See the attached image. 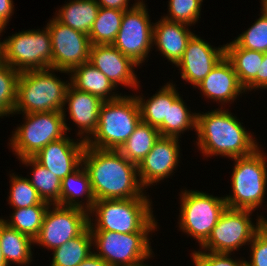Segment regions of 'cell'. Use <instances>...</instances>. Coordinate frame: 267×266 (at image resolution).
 <instances>
[{"mask_svg": "<svg viewBox=\"0 0 267 266\" xmlns=\"http://www.w3.org/2000/svg\"><path fill=\"white\" fill-rule=\"evenodd\" d=\"M85 146L80 138L66 135L44 146L33 158L62 180L82 164Z\"/></svg>", "mask_w": 267, "mask_h": 266, "instance_id": "obj_19", "label": "cell"}, {"mask_svg": "<svg viewBox=\"0 0 267 266\" xmlns=\"http://www.w3.org/2000/svg\"><path fill=\"white\" fill-rule=\"evenodd\" d=\"M82 165L89 175L95 200L150 198L140 182L137 165L118 150L85 146Z\"/></svg>", "mask_w": 267, "mask_h": 266, "instance_id": "obj_1", "label": "cell"}, {"mask_svg": "<svg viewBox=\"0 0 267 266\" xmlns=\"http://www.w3.org/2000/svg\"><path fill=\"white\" fill-rule=\"evenodd\" d=\"M225 56L232 63L241 85L246 88L260 74L264 53L239 47L233 40L225 44Z\"/></svg>", "mask_w": 267, "mask_h": 266, "instance_id": "obj_27", "label": "cell"}, {"mask_svg": "<svg viewBox=\"0 0 267 266\" xmlns=\"http://www.w3.org/2000/svg\"><path fill=\"white\" fill-rule=\"evenodd\" d=\"M178 231L193 237L199 248L207 241L220 216L227 208L224 197L199 190L181 188L179 192Z\"/></svg>", "mask_w": 267, "mask_h": 266, "instance_id": "obj_7", "label": "cell"}, {"mask_svg": "<svg viewBox=\"0 0 267 266\" xmlns=\"http://www.w3.org/2000/svg\"><path fill=\"white\" fill-rule=\"evenodd\" d=\"M100 7L111 8L122 11H127L136 7L142 0H134L133 4H130V0H96ZM131 5V6H130Z\"/></svg>", "mask_w": 267, "mask_h": 266, "instance_id": "obj_42", "label": "cell"}, {"mask_svg": "<svg viewBox=\"0 0 267 266\" xmlns=\"http://www.w3.org/2000/svg\"><path fill=\"white\" fill-rule=\"evenodd\" d=\"M56 72L66 73L69 80L59 78ZM69 85L70 73L63 70L47 68L20 72L14 115L62 112Z\"/></svg>", "mask_w": 267, "mask_h": 266, "instance_id": "obj_4", "label": "cell"}, {"mask_svg": "<svg viewBox=\"0 0 267 266\" xmlns=\"http://www.w3.org/2000/svg\"><path fill=\"white\" fill-rule=\"evenodd\" d=\"M232 161V193L224 195L227 207L253 211L263 209V204L267 203V153L260 146L250 155L232 158Z\"/></svg>", "mask_w": 267, "mask_h": 266, "instance_id": "obj_5", "label": "cell"}, {"mask_svg": "<svg viewBox=\"0 0 267 266\" xmlns=\"http://www.w3.org/2000/svg\"><path fill=\"white\" fill-rule=\"evenodd\" d=\"M89 226V213L75 207L49 205L34 245L52 251L79 236Z\"/></svg>", "mask_w": 267, "mask_h": 266, "instance_id": "obj_13", "label": "cell"}, {"mask_svg": "<svg viewBox=\"0 0 267 266\" xmlns=\"http://www.w3.org/2000/svg\"><path fill=\"white\" fill-rule=\"evenodd\" d=\"M78 266H111L94 252L84 259Z\"/></svg>", "mask_w": 267, "mask_h": 266, "instance_id": "obj_43", "label": "cell"}, {"mask_svg": "<svg viewBox=\"0 0 267 266\" xmlns=\"http://www.w3.org/2000/svg\"><path fill=\"white\" fill-rule=\"evenodd\" d=\"M190 108L186 105L183 95L173 103H168L167 120L158 127L160 135L181 139L182 135L189 130L194 129L196 132L197 112H192Z\"/></svg>", "mask_w": 267, "mask_h": 266, "instance_id": "obj_30", "label": "cell"}, {"mask_svg": "<svg viewBox=\"0 0 267 266\" xmlns=\"http://www.w3.org/2000/svg\"><path fill=\"white\" fill-rule=\"evenodd\" d=\"M224 56L225 44L215 47L194 34L176 68H179L181 79L195 88Z\"/></svg>", "mask_w": 267, "mask_h": 266, "instance_id": "obj_16", "label": "cell"}, {"mask_svg": "<svg viewBox=\"0 0 267 266\" xmlns=\"http://www.w3.org/2000/svg\"><path fill=\"white\" fill-rule=\"evenodd\" d=\"M135 96L122 94L104 101L100 108L98 126L86 146L105 150H119L141 122Z\"/></svg>", "mask_w": 267, "mask_h": 266, "instance_id": "obj_6", "label": "cell"}, {"mask_svg": "<svg viewBox=\"0 0 267 266\" xmlns=\"http://www.w3.org/2000/svg\"><path fill=\"white\" fill-rule=\"evenodd\" d=\"M0 60L19 72L52 68V43L47 26L0 38Z\"/></svg>", "mask_w": 267, "mask_h": 266, "instance_id": "obj_8", "label": "cell"}, {"mask_svg": "<svg viewBox=\"0 0 267 266\" xmlns=\"http://www.w3.org/2000/svg\"><path fill=\"white\" fill-rule=\"evenodd\" d=\"M21 125H17L8 139V146L16 158L35 156L44 146L67 135L62 112H37L21 114Z\"/></svg>", "mask_w": 267, "mask_h": 266, "instance_id": "obj_9", "label": "cell"}, {"mask_svg": "<svg viewBox=\"0 0 267 266\" xmlns=\"http://www.w3.org/2000/svg\"><path fill=\"white\" fill-rule=\"evenodd\" d=\"M9 177L10 189L7 202L13 209L48 204L40 198L37 190L32 186L27 177L16 175L15 172L11 173Z\"/></svg>", "mask_w": 267, "mask_h": 266, "instance_id": "obj_35", "label": "cell"}, {"mask_svg": "<svg viewBox=\"0 0 267 266\" xmlns=\"http://www.w3.org/2000/svg\"><path fill=\"white\" fill-rule=\"evenodd\" d=\"M21 165L30 167L32 176L28 180L37 190L40 198L50 205H60L61 180L51 171L38 163L33 157L19 159Z\"/></svg>", "mask_w": 267, "mask_h": 266, "instance_id": "obj_28", "label": "cell"}, {"mask_svg": "<svg viewBox=\"0 0 267 266\" xmlns=\"http://www.w3.org/2000/svg\"><path fill=\"white\" fill-rule=\"evenodd\" d=\"M103 102L100 97L78 90L70 83L62 110L66 132L68 133L72 130L69 126L70 124L67 123L68 118H70L73 126L74 124L77 125L76 136L80 137V140L87 142L97 129L100 108ZM66 112L69 114L68 118Z\"/></svg>", "mask_w": 267, "mask_h": 266, "instance_id": "obj_17", "label": "cell"}, {"mask_svg": "<svg viewBox=\"0 0 267 266\" xmlns=\"http://www.w3.org/2000/svg\"><path fill=\"white\" fill-rule=\"evenodd\" d=\"M190 25L159 18L153 28V48L168 62L176 64L182 59L191 37L195 34Z\"/></svg>", "mask_w": 267, "mask_h": 266, "instance_id": "obj_21", "label": "cell"}, {"mask_svg": "<svg viewBox=\"0 0 267 266\" xmlns=\"http://www.w3.org/2000/svg\"><path fill=\"white\" fill-rule=\"evenodd\" d=\"M93 253V239L89 226L77 237L52 250L49 266H78Z\"/></svg>", "mask_w": 267, "mask_h": 266, "instance_id": "obj_29", "label": "cell"}, {"mask_svg": "<svg viewBox=\"0 0 267 266\" xmlns=\"http://www.w3.org/2000/svg\"><path fill=\"white\" fill-rule=\"evenodd\" d=\"M151 263H148V261H146L145 263H142L140 265H137V266H150ZM152 266V265H151Z\"/></svg>", "mask_w": 267, "mask_h": 266, "instance_id": "obj_46", "label": "cell"}, {"mask_svg": "<svg viewBox=\"0 0 267 266\" xmlns=\"http://www.w3.org/2000/svg\"><path fill=\"white\" fill-rule=\"evenodd\" d=\"M50 204H38L26 208L13 209L9 218L0 217L10 228H13L22 234L29 236L34 240L40 231L45 213ZM8 218V219H7Z\"/></svg>", "mask_w": 267, "mask_h": 266, "instance_id": "obj_32", "label": "cell"}, {"mask_svg": "<svg viewBox=\"0 0 267 266\" xmlns=\"http://www.w3.org/2000/svg\"><path fill=\"white\" fill-rule=\"evenodd\" d=\"M160 136L158 128L141 121L118 151L138 166Z\"/></svg>", "mask_w": 267, "mask_h": 266, "instance_id": "obj_31", "label": "cell"}, {"mask_svg": "<svg viewBox=\"0 0 267 266\" xmlns=\"http://www.w3.org/2000/svg\"><path fill=\"white\" fill-rule=\"evenodd\" d=\"M20 72L0 60V118L14 116Z\"/></svg>", "mask_w": 267, "mask_h": 266, "instance_id": "obj_36", "label": "cell"}, {"mask_svg": "<svg viewBox=\"0 0 267 266\" xmlns=\"http://www.w3.org/2000/svg\"><path fill=\"white\" fill-rule=\"evenodd\" d=\"M253 210L226 208L213 228L207 241L194 251L214 253L236 252L242 246H249L256 231L261 227L260 215L253 223Z\"/></svg>", "mask_w": 267, "mask_h": 266, "instance_id": "obj_11", "label": "cell"}, {"mask_svg": "<svg viewBox=\"0 0 267 266\" xmlns=\"http://www.w3.org/2000/svg\"><path fill=\"white\" fill-rule=\"evenodd\" d=\"M0 244L8 266H29L32 264L34 240L10 228L0 220Z\"/></svg>", "mask_w": 267, "mask_h": 266, "instance_id": "obj_25", "label": "cell"}, {"mask_svg": "<svg viewBox=\"0 0 267 266\" xmlns=\"http://www.w3.org/2000/svg\"><path fill=\"white\" fill-rule=\"evenodd\" d=\"M152 206V198L96 200L89 212V228L91 231H112L124 234L156 232L157 228L160 229V224L158 225V218L153 214Z\"/></svg>", "mask_w": 267, "mask_h": 266, "instance_id": "obj_3", "label": "cell"}, {"mask_svg": "<svg viewBox=\"0 0 267 266\" xmlns=\"http://www.w3.org/2000/svg\"><path fill=\"white\" fill-rule=\"evenodd\" d=\"M261 15L244 32L234 38V42L242 48L259 52H267V0H261Z\"/></svg>", "mask_w": 267, "mask_h": 266, "instance_id": "obj_34", "label": "cell"}, {"mask_svg": "<svg viewBox=\"0 0 267 266\" xmlns=\"http://www.w3.org/2000/svg\"><path fill=\"white\" fill-rule=\"evenodd\" d=\"M58 9L54 17L59 22L89 35L100 6L96 0H68Z\"/></svg>", "mask_w": 267, "mask_h": 266, "instance_id": "obj_26", "label": "cell"}, {"mask_svg": "<svg viewBox=\"0 0 267 266\" xmlns=\"http://www.w3.org/2000/svg\"><path fill=\"white\" fill-rule=\"evenodd\" d=\"M52 43V68L71 72L89 61L88 35L59 22L54 16L46 24Z\"/></svg>", "mask_w": 267, "mask_h": 266, "instance_id": "obj_14", "label": "cell"}, {"mask_svg": "<svg viewBox=\"0 0 267 266\" xmlns=\"http://www.w3.org/2000/svg\"><path fill=\"white\" fill-rule=\"evenodd\" d=\"M204 0H168L167 14L164 19L195 26L201 18L202 2ZM199 20V21H198Z\"/></svg>", "mask_w": 267, "mask_h": 266, "instance_id": "obj_37", "label": "cell"}, {"mask_svg": "<svg viewBox=\"0 0 267 266\" xmlns=\"http://www.w3.org/2000/svg\"><path fill=\"white\" fill-rule=\"evenodd\" d=\"M0 266H8L5 261L4 255L2 253L1 244H0Z\"/></svg>", "mask_w": 267, "mask_h": 266, "instance_id": "obj_45", "label": "cell"}, {"mask_svg": "<svg viewBox=\"0 0 267 266\" xmlns=\"http://www.w3.org/2000/svg\"><path fill=\"white\" fill-rule=\"evenodd\" d=\"M14 1L13 0H0V37L5 33L8 23L14 15ZM2 34V36H1Z\"/></svg>", "mask_w": 267, "mask_h": 266, "instance_id": "obj_41", "label": "cell"}, {"mask_svg": "<svg viewBox=\"0 0 267 266\" xmlns=\"http://www.w3.org/2000/svg\"><path fill=\"white\" fill-rule=\"evenodd\" d=\"M70 83L76 89L96 95L103 101L117 99L122 94L116 91L119 88L90 62L83 63L70 72Z\"/></svg>", "mask_w": 267, "mask_h": 266, "instance_id": "obj_23", "label": "cell"}, {"mask_svg": "<svg viewBox=\"0 0 267 266\" xmlns=\"http://www.w3.org/2000/svg\"><path fill=\"white\" fill-rule=\"evenodd\" d=\"M265 210H267V209H265ZM260 223H261V227L267 229V217L261 213H260Z\"/></svg>", "mask_w": 267, "mask_h": 266, "instance_id": "obj_44", "label": "cell"}, {"mask_svg": "<svg viewBox=\"0 0 267 266\" xmlns=\"http://www.w3.org/2000/svg\"><path fill=\"white\" fill-rule=\"evenodd\" d=\"M155 232L118 233L91 231L93 252L111 266H137L155 257L151 235ZM154 255V256H153Z\"/></svg>", "mask_w": 267, "mask_h": 266, "instance_id": "obj_10", "label": "cell"}, {"mask_svg": "<svg viewBox=\"0 0 267 266\" xmlns=\"http://www.w3.org/2000/svg\"><path fill=\"white\" fill-rule=\"evenodd\" d=\"M95 202L89 175L81 164L61 180L60 205L80 208L89 213Z\"/></svg>", "mask_w": 267, "mask_h": 266, "instance_id": "obj_22", "label": "cell"}, {"mask_svg": "<svg viewBox=\"0 0 267 266\" xmlns=\"http://www.w3.org/2000/svg\"><path fill=\"white\" fill-rule=\"evenodd\" d=\"M204 98L218 103L221 108L238 100L239 95L246 94L245 88L239 82L232 63L224 56L211 72L198 84ZM230 102V103H229Z\"/></svg>", "mask_w": 267, "mask_h": 266, "instance_id": "obj_20", "label": "cell"}, {"mask_svg": "<svg viewBox=\"0 0 267 266\" xmlns=\"http://www.w3.org/2000/svg\"><path fill=\"white\" fill-rule=\"evenodd\" d=\"M142 0L133 9L124 11L121 27L112 45L123 55L129 57L139 67L149 60L153 51V28L149 9ZM143 63V64H142Z\"/></svg>", "mask_w": 267, "mask_h": 266, "instance_id": "obj_12", "label": "cell"}, {"mask_svg": "<svg viewBox=\"0 0 267 266\" xmlns=\"http://www.w3.org/2000/svg\"><path fill=\"white\" fill-rule=\"evenodd\" d=\"M159 91L150 98L141 94H134L140 110L142 122L158 128L167 120L168 103H173L181 94L173 82L164 83ZM147 98V100H146Z\"/></svg>", "mask_w": 267, "mask_h": 266, "instance_id": "obj_24", "label": "cell"}, {"mask_svg": "<svg viewBox=\"0 0 267 266\" xmlns=\"http://www.w3.org/2000/svg\"><path fill=\"white\" fill-rule=\"evenodd\" d=\"M250 255L245 266H267V229L260 227L249 244Z\"/></svg>", "mask_w": 267, "mask_h": 266, "instance_id": "obj_39", "label": "cell"}, {"mask_svg": "<svg viewBox=\"0 0 267 266\" xmlns=\"http://www.w3.org/2000/svg\"><path fill=\"white\" fill-rule=\"evenodd\" d=\"M267 90V52L264 53V58L260 66V74L245 88L246 93L253 90Z\"/></svg>", "mask_w": 267, "mask_h": 266, "instance_id": "obj_40", "label": "cell"}, {"mask_svg": "<svg viewBox=\"0 0 267 266\" xmlns=\"http://www.w3.org/2000/svg\"><path fill=\"white\" fill-rule=\"evenodd\" d=\"M233 115L226 107L197 113L196 149L205 158L219 156L231 160L250 155L261 146L254 132L248 131L239 117Z\"/></svg>", "mask_w": 267, "mask_h": 266, "instance_id": "obj_2", "label": "cell"}, {"mask_svg": "<svg viewBox=\"0 0 267 266\" xmlns=\"http://www.w3.org/2000/svg\"><path fill=\"white\" fill-rule=\"evenodd\" d=\"M179 141L181 140L177 137L160 136L137 166L140 182L147 191L148 187L158 185L166 178H172L176 168L180 167L182 153Z\"/></svg>", "mask_w": 267, "mask_h": 266, "instance_id": "obj_15", "label": "cell"}, {"mask_svg": "<svg viewBox=\"0 0 267 266\" xmlns=\"http://www.w3.org/2000/svg\"><path fill=\"white\" fill-rule=\"evenodd\" d=\"M100 70L116 87L140 90L137 71L139 66L129 57L123 55L112 44L91 45L89 61ZM139 88V89H138Z\"/></svg>", "mask_w": 267, "mask_h": 266, "instance_id": "obj_18", "label": "cell"}, {"mask_svg": "<svg viewBox=\"0 0 267 266\" xmlns=\"http://www.w3.org/2000/svg\"><path fill=\"white\" fill-rule=\"evenodd\" d=\"M124 11L100 7L89 32L92 45L112 44L121 27Z\"/></svg>", "mask_w": 267, "mask_h": 266, "instance_id": "obj_33", "label": "cell"}, {"mask_svg": "<svg viewBox=\"0 0 267 266\" xmlns=\"http://www.w3.org/2000/svg\"><path fill=\"white\" fill-rule=\"evenodd\" d=\"M190 253L194 266H245L244 257L235 259L233 253H214L210 251H193ZM233 255V258L232 256Z\"/></svg>", "mask_w": 267, "mask_h": 266, "instance_id": "obj_38", "label": "cell"}]
</instances>
